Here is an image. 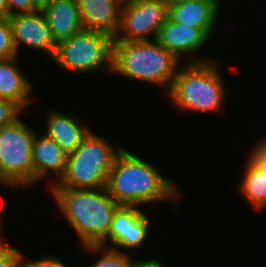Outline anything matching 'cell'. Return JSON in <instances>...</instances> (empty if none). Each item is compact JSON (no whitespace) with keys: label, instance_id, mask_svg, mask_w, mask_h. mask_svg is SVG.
<instances>
[{"label":"cell","instance_id":"cell-1","mask_svg":"<svg viewBox=\"0 0 266 267\" xmlns=\"http://www.w3.org/2000/svg\"><path fill=\"white\" fill-rule=\"evenodd\" d=\"M106 189L119 206L168 201L174 209L181 194L172 180L125 147L115 158Z\"/></svg>","mask_w":266,"mask_h":267},{"label":"cell","instance_id":"cell-2","mask_svg":"<svg viewBox=\"0 0 266 267\" xmlns=\"http://www.w3.org/2000/svg\"><path fill=\"white\" fill-rule=\"evenodd\" d=\"M64 218L73 228L81 245L108 243L112 217L119 207L106 187L99 189H72L49 187Z\"/></svg>","mask_w":266,"mask_h":267},{"label":"cell","instance_id":"cell-3","mask_svg":"<svg viewBox=\"0 0 266 267\" xmlns=\"http://www.w3.org/2000/svg\"><path fill=\"white\" fill-rule=\"evenodd\" d=\"M192 59L179 66L166 96L168 102L183 112L223 111L229 90L220 66L211 58L194 56Z\"/></svg>","mask_w":266,"mask_h":267},{"label":"cell","instance_id":"cell-4","mask_svg":"<svg viewBox=\"0 0 266 267\" xmlns=\"http://www.w3.org/2000/svg\"><path fill=\"white\" fill-rule=\"evenodd\" d=\"M182 62L156 40L113 43L114 74L164 87L166 93Z\"/></svg>","mask_w":266,"mask_h":267},{"label":"cell","instance_id":"cell-5","mask_svg":"<svg viewBox=\"0 0 266 267\" xmlns=\"http://www.w3.org/2000/svg\"><path fill=\"white\" fill-rule=\"evenodd\" d=\"M114 146L91 130L78 148L68 154L64 175L51 187L105 188L115 158L124 149L120 144Z\"/></svg>","mask_w":266,"mask_h":267},{"label":"cell","instance_id":"cell-6","mask_svg":"<svg viewBox=\"0 0 266 267\" xmlns=\"http://www.w3.org/2000/svg\"><path fill=\"white\" fill-rule=\"evenodd\" d=\"M113 43L114 38L106 33L83 29L59 42L51 61L70 73L87 75L102 69L111 73Z\"/></svg>","mask_w":266,"mask_h":267},{"label":"cell","instance_id":"cell-7","mask_svg":"<svg viewBox=\"0 0 266 267\" xmlns=\"http://www.w3.org/2000/svg\"><path fill=\"white\" fill-rule=\"evenodd\" d=\"M35 134L20 116L0 127V179L11 188L34 185L32 145Z\"/></svg>","mask_w":266,"mask_h":267},{"label":"cell","instance_id":"cell-8","mask_svg":"<svg viewBox=\"0 0 266 267\" xmlns=\"http://www.w3.org/2000/svg\"><path fill=\"white\" fill-rule=\"evenodd\" d=\"M168 18V6L162 0H126L114 41L156 40Z\"/></svg>","mask_w":266,"mask_h":267},{"label":"cell","instance_id":"cell-9","mask_svg":"<svg viewBox=\"0 0 266 267\" xmlns=\"http://www.w3.org/2000/svg\"><path fill=\"white\" fill-rule=\"evenodd\" d=\"M149 232L150 221L147 212L137 206H119L112 217L108 233L110 245L106 247L123 253L126 250H135L144 244Z\"/></svg>","mask_w":266,"mask_h":267},{"label":"cell","instance_id":"cell-10","mask_svg":"<svg viewBox=\"0 0 266 267\" xmlns=\"http://www.w3.org/2000/svg\"><path fill=\"white\" fill-rule=\"evenodd\" d=\"M8 19L12 27L17 56L19 48L23 45L36 51H42L48 59L54 58L57 43L42 11L19 13L9 16Z\"/></svg>","mask_w":266,"mask_h":267},{"label":"cell","instance_id":"cell-11","mask_svg":"<svg viewBox=\"0 0 266 267\" xmlns=\"http://www.w3.org/2000/svg\"><path fill=\"white\" fill-rule=\"evenodd\" d=\"M210 39L200 28L179 24L167 18L159 29L156 41L182 61L186 56L202 50Z\"/></svg>","mask_w":266,"mask_h":267},{"label":"cell","instance_id":"cell-12","mask_svg":"<svg viewBox=\"0 0 266 267\" xmlns=\"http://www.w3.org/2000/svg\"><path fill=\"white\" fill-rule=\"evenodd\" d=\"M68 154L51 138L35 134L32 145V162L34 165V184L54 174L53 179L47 178L48 187L56 184L64 175ZM47 176V177H46ZM55 180V181H54Z\"/></svg>","mask_w":266,"mask_h":267},{"label":"cell","instance_id":"cell-13","mask_svg":"<svg viewBox=\"0 0 266 267\" xmlns=\"http://www.w3.org/2000/svg\"><path fill=\"white\" fill-rule=\"evenodd\" d=\"M220 0H195L168 7V18L176 23L202 29L210 38L220 17Z\"/></svg>","mask_w":266,"mask_h":267},{"label":"cell","instance_id":"cell-14","mask_svg":"<svg viewBox=\"0 0 266 267\" xmlns=\"http://www.w3.org/2000/svg\"><path fill=\"white\" fill-rule=\"evenodd\" d=\"M123 0H78L84 30L106 33L115 37Z\"/></svg>","mask_w":266,"mask_h":267},{"label":"cell","instance_id":"cell-15","mask_svg":"<svg viewBox=\"0 0 266 267\" xmlns=\"http://www.w3.org/2000/svg\"><path fill=\"white\" fill-rule=\"evenodd\" d=\"M44 134L53 139L67 154L74 152L91 129L75 120L74 115H66L50 110L46 115Z\"/></svg>","mask_w":266,"mask_h":267},{"label":"cell","instance_id":"cell-16","mask_svg":"<svg viewBox=\"0 0 266 267\" xmlns=\"http://www.w3.org/2000/svg\"><path fill=\"white\" fill-rule=\"evenodd\" d=\"M42 12L57 44L83 30L78 0H56Z\"/></svg>","mask_w":266,"mask_h":267},{"label":"cell","instance_id":"cell-17","mask_svg":"<svg viewBox=\"0 0 266 267\" xmlns=\"http://www.w3.org/2000/svg\"><path fill=\"white\" fill-rule=\"evenodd\" d=\"M18 56L0 61V98L13 101L22 110L33 102V86L24 72L16 65ZM31 96V97H30Z\"/></svg>","mask_w":266,"mask_h":267},{"label":"cell","instance_id":"cell-18","mask_svg":"<svg viewBox=\"0 0 266 267\" xmlns=\"http://www.w3.org/2000/svg\"><path fill=\"white\" fill-rule=\"evenodd\" d=\"M239 190L253 209H264L266 207V170L249 167L245 164Z\"/></svg>","mask_w":266,"mask_h":267},{"label":"cell","instance_id":"cell-19","mask_svg":"<svg viewBox=\"0 0 266 267\" xmlns=\"http://www.w3.org/2000/svg\"><path fill=\"white\" fill-rule=\"evenodd\" d=\"M89 253L94 255L102 253L99 259L87 267H132L134 259L127 252H120L114 248L103 245H87L83 247Z\"/></svg>","mask_w":266,"mask_h":267},{"label":"cell","instance_id":"cell-20","mask_svg":"<svg viewBox=\"0 0 266 267\" xmlns=\"http://www.w3.org/2000/svg\"><path fill=\"white\" fill-rule=\"evenodd\" d=\"M16 56L10 21L8 18L0 19V61Z\"/></svg>","mask_w":266,"mask_h":267},{"label":"cell","instance_id":"cell-21","mask_svg":"<svg viewBox=\"0 0 266 267\" xmlns=\"http://www.w3.org/2000/svg\"><path fill=\"white\" fill-rule=\"evenodd\" d=\"M22 253L0 238V267H20Z\"/></svg>","mask_w":266,"mask_h":267},{"label":"cell","instance_id":"cell-22","mask_svg":"<svg viewBox=\"0 0 266 267\" xmlns=\"http://www.w3.org/2000/svg\"><path fill=\"white\" fill-rule=\"evenodd\" d=\"M246 164L249 167L258 168L266 170V139L258 142L249 150V155H247Z\"/></svg>","mask_w":266,"mask_h":267},{"label":"cell","instance_id":"cell-23","mask_svg":"<svg viewBox=\"0 0 266 267\" xmlns=\"http://www.w3.org/2000/svg\"><path fill=\"white\" fill-rule=\"evenodd\" d=\"M22 111L13 101L0 98V127L14 121Z\"/></svg>","mask_w":266,"mask_h":267},{"label":"cell","instance_id":"cell-24","mask_svg":"<svg viewBox=\"0 0 266 267\" xmlns=\"http://www.w3.org/2000/svg\"><path fill=\"white\" fill-rule=\"evenodd\" d=\"M20 267H69L65 264L61 258L57 257H45L42 259L29 260L25 259L22 254L20 258Z\"/></svg>","mask_w":266,"mask_h":267},{"label":"cell","instance_id":"cell-25","mask_svg":"<svg viewBox=\"0 0 266 267\" xmlns=\"http://www.w3.org/2000/svg\"><path fill=\"white\" fill-rule=\"evenodd\" d=\"M8 17L19 14L37 11L33 0H7Z\"/></svg>","mask_w":266,"mask_h":267},{"label":"cell","instance_id":"cell-26","mask_svg":"<svg viewBox=\"0 0 266 267\" xmlns=\"http://www.w3.org/2000/svg\"><path fill=\"white\" fill-rule=\"evenodd\" d=\"M132 267H166L162 261L158 259H144L139 261L138 259L133 262Z\"/></svg>","mask_w":266,"mask_h":267},{"label":"cell","instance_id":"cell-27","mask_svg":"<svg viewBox=\"0 0 266 267\" xmlns=\"http://www.w3.org/2000/svg\"><path fill=\"white\" fill-rule=\"evenodd\" d=\"M56 0H33L35 9L37 11H43L50 5H52Z\"/></svg>","mask_w":266,"mask_h":267},{"label":"cell","instance_id":"cell-28","mask_svg":"<svg viewBox=\"0 0 266 267\" xmlns=\"http://www.w3.org/2000/svg\"><path fill=\"white\" fill-rule=\"evenodd\" d=\"M8 18L7 0H0V19Z\"/></svg>","mask_w":266,"mask_h":267},{"label":"cell","instance_id":"cell-29","mask_svg":"<svg viewBox=\"0 0 266 267\" xmlns=\"http://www.w3.org/2000/svg\"><path fill=\"white\" fill-rule=\"evenodd\" d=\"M168 7H171L173 5L183 3V2H189V1H195V0H162Z\"/></svg>","mask_w":266,"mask_h":267},{"label":"cell","instance_id":"cell-30","mask_svg":"<svg viewBox=\"0 0 266 267\" xmlns=\"http://www.w3.org/2000/svg\"><path fill=\"white\" fill-rule=\"evenodd\" d=\"M0 184H4L5 186L7 185L8 187H10L4 180H2V179H0ZM1 217V216H0ZM1 222V221H0ZM2 227H0V234H1V232H3L2 231V229H1Z\"/></svg>","mask_w":266,"mask_h":267}]
</instances>
